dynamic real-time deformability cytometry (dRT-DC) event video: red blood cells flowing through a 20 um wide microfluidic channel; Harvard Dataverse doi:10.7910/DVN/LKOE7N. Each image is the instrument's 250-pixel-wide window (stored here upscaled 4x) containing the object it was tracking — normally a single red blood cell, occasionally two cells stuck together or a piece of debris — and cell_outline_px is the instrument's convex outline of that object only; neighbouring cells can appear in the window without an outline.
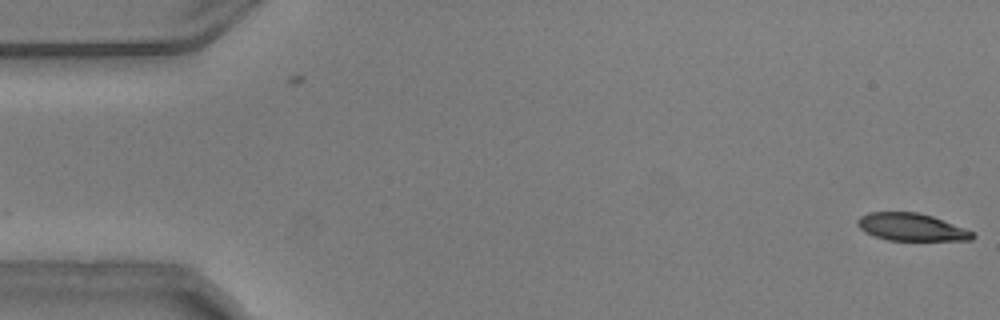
{"species": "common noctule bat (a hibernating species)", "species_latin": "Nyctalus noctula", "temperature_condition": "warm", "stored_images_in_passage": 26, "camera_frame_rate_fps": 3000, "um_per_image_px": 0.085, "animal": {"sex": "male", "body_mass_g": 20.5, "forearm_length_mm": 52.5}, "frame": {"image": 1, "passage_image": 1, "time_ms": 0.0, "image_size_px": [1000, 320], "cell_outline_px": [[976, 236], [972, 240], [888, 240], [864, 232], [856, 224], [856, 220], [860, 216], [868, 212], [916, 212], [932, 216], [964, 228], [972, 232]], "centroid_in_image_um": [77.43, 19.3], "position_along_channel_um": 7.6, "area_um2": 18.32}}
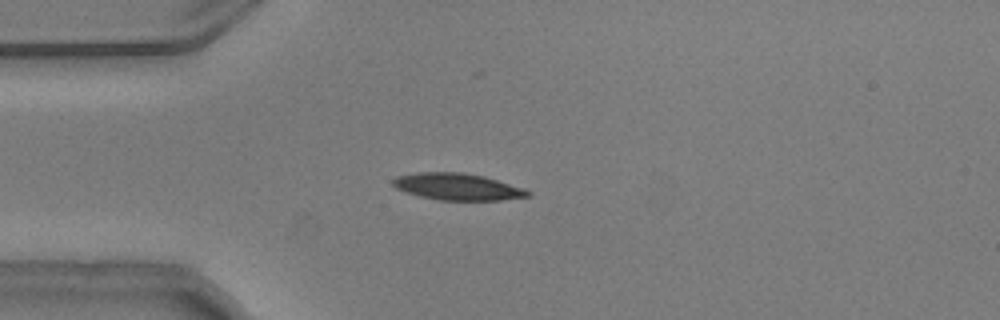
{"frame": {"image": 2, "passage_image": 14, "time_ms": 4.333, "image_size_px": [1000, 320], "cell_outline_px": [[532, 196], [500, 200], [440, 200], [420, 196], [396, 188], [392, 184], [392, 180], [396, 176], [416, 172], [464, 172], [484, 176], [524, 188], [532, 192]], "centroid_in_image_um": [38.91, 15.86], "position_along_channel_um": 46.1, "area_um2": 21.1}}
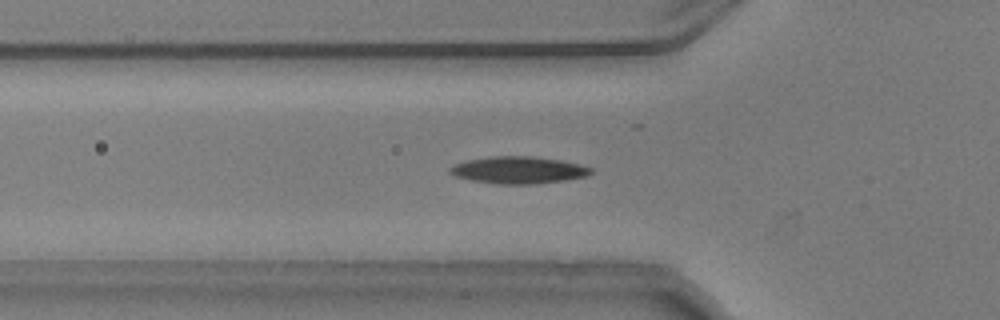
{"frame": {"image": 3, "passage_image": 18, "time_ms": 5.667, "image_size_px": [1000, 320], "cell_outline_px": [[592, 172], [588, 176], [564, 180], [532, 184], [496, 184], [472, 180], [456, 176], [448, 172], [448, 168], [456, 164], [468, 160], [492, 156], [528, 156], [560, 160], [580, 164], [592, 168]], "centroid_in_image_um": [44.07, 14.46], "position_along_channel_um": 81.7, "area_um2": 22.08}}